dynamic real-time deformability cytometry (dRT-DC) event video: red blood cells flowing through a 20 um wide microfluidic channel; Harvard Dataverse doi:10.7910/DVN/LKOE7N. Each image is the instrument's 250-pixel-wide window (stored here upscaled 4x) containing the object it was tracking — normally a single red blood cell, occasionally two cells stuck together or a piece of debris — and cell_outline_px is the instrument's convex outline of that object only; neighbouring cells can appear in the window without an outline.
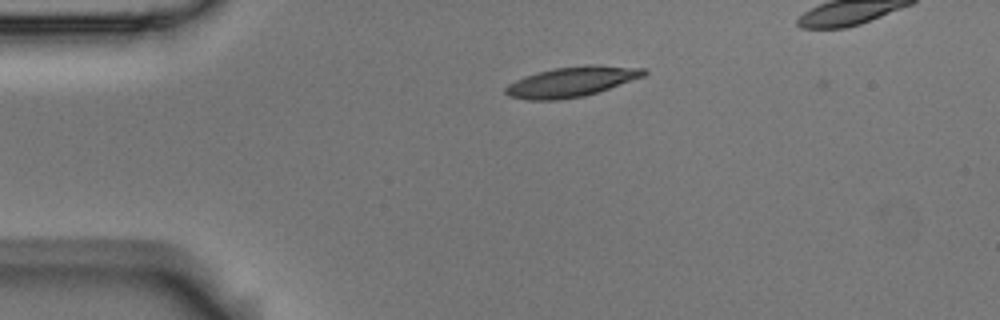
{"species": "Egyptian fruit bat (a non-hibernating species)", "species_latin": "Rousettus aegyptiacus", "temperature_condition": "room temperature", "stored_images_in_passage": 2, "segment_of_instrument_passage": [1, 2], "camera_frame_rate_fps": 3000, "um_per_image_px": 0.085, "animal": {"sex": "male"}, "frame": {"image": 1, "passage_image": 1, "time_ms": 0.0, "image_size_px": [1000, 320], "cell_outline_px": [[648, 72], [644, 76], [584, 96], [560, 100], [528, 100], [508, 96], [504, 92], [504, 88], [508, 84], [524, 76], [536, 72], [556, 68], [584, 64], [588, 64], [648, 68]], "centroid_in_image_um": [48.56, 6.94], "position_along_channel_um": 36.4, "area_um2": 24.33}}